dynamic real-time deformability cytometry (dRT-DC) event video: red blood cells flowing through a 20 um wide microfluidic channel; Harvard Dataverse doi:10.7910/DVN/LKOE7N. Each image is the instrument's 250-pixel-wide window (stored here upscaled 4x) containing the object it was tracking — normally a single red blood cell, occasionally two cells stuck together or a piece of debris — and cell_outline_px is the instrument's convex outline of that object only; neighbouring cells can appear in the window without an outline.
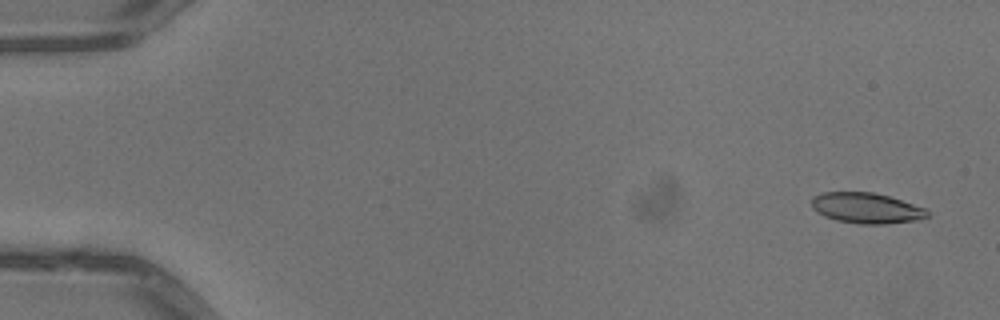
{"species": "common noctule bat (a hibernating species)", "species_latin": "Nyctalus noctula", "temperature_condition": "warm", "stored_images_in_passage": 52, "camera_frame_rate_fps": 3000, "um_per_image_px": 0.085, "animal": {"sex": "male", "body_mass_g": 13.3}, "frame": {"image": 1, "passage_image": 3, "time_ms": 0.667, "image_size_px": [1000, 320], "cell_outline_px": [[928, 216], [920, 220], [884, 224], [860, 224], [836, 220], [824, 216], [816, 212], [812, 208], [812, 196], [824, 192], [872, 192], [888, 196], [924, 208], [928, 212]], "centroid_in_image_um": [73.61, 17.69], "position_along_channel_um": 11.4, "area_um2": 20.58}}
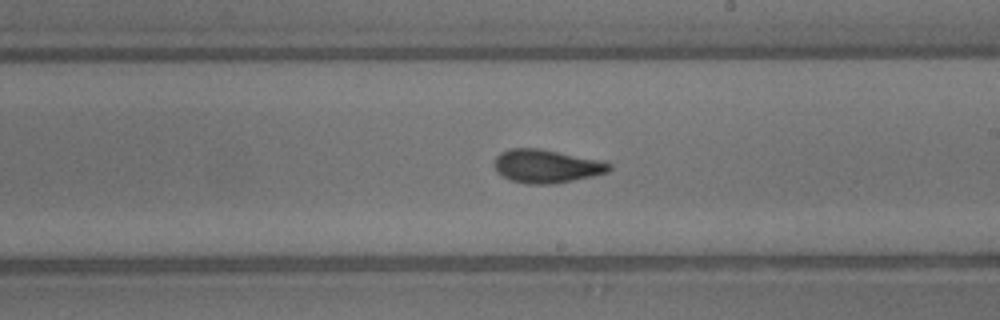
{"frame": {"image": 2, "passage_image": 31, "time_ms": 10.0, "image_size_px": [1000, 320], "cell_outline_px": [[612, 168], [608, 172], [592, 176], [556, 184], [524, 184], [508, 180], [500, 176], [496, 172], [492, 164], [496, 156], [500, 152], [508, 148], [540, 148], [600, 160], [612, 164]], "centroid_in_image_um": [46.38, 14.13], "position_along_channel_um": 242.6, "area_um2": 22.83}}
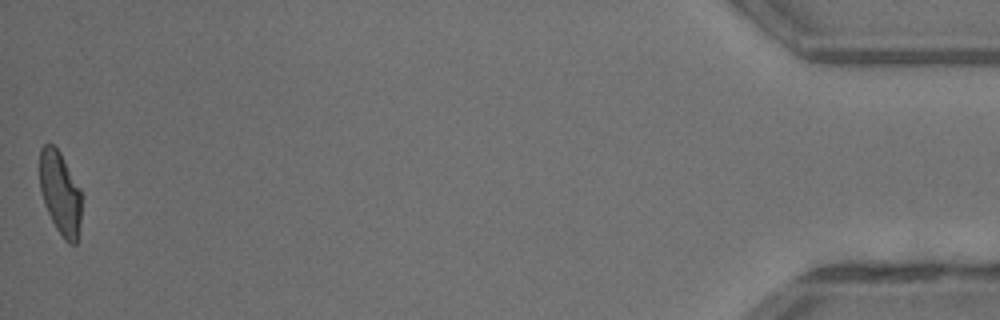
{"frame": {"image": 3, "passage_image": 52, "time_ms": 17.0, "image_size_px": [1000, 320], "cell_outline_px": [[80, 220], [76, 244], [68, 244], [64, 240], [56, 228], [44, 204], [40, 188], [40, 148], [44, 144], [52, 144], [60, 152], [80, 188]], "centroid_in_image_um": [5.1, 16.41], "position_along_channel_um": 430.1, "area_um2": 20.06}, "authors_computed_cell_mechanics": {"area_um2": 21.4438, "velocity_mm_per_s": 4.0614, "shape_relaxation_time_tau1_ms": 6.7535, "shape_relaxation_time_tau2_ms": 1.3249, "deformation_change_tau1": 0.2247, "deformation_change_tau2": 0.0802}}